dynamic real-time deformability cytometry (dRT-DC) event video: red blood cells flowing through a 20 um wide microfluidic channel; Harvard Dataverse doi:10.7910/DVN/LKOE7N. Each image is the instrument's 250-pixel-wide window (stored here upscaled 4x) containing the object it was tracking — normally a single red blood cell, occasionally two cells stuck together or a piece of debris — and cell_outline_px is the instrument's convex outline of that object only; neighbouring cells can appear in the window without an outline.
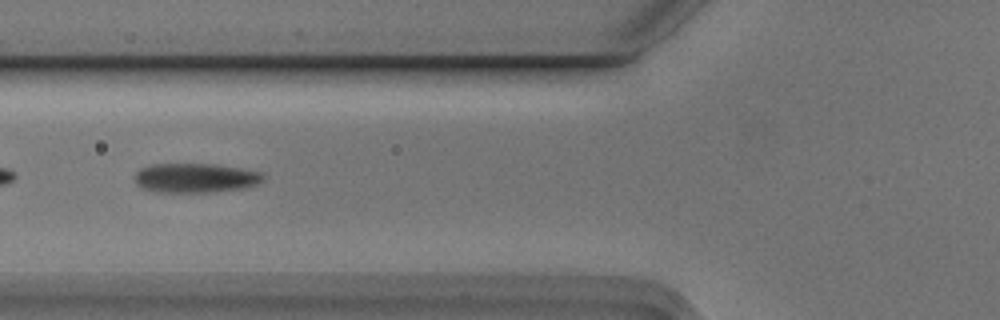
{"species": "Egyptian fruit bat (a non-hibernating species)", "species_latin": "Rousettus aegyptiacus", "temperature_condition": "cold", "stored_images_in_passage": 5, "camera_frame_rate_fps": 3000, "um_per_image_px": 0.085, "animal": {"sex": "male"}, "frame": {"image": 1, "passage_image": 4, "time_ms": 1.0, "image_size_px": [1000, 320], "cell_outline_px": [[264, 180], [256, 184], [244, 188], [212, 192], [156, 192], [140, 188], [136, 184], [136, 172], [140, 168], [148, 164], [216, 164], [264, 172]], "centroid_in_image_um": [16.61, 15.12], "position_along_channel_um": 109.2, "area_um2": 22.25}}
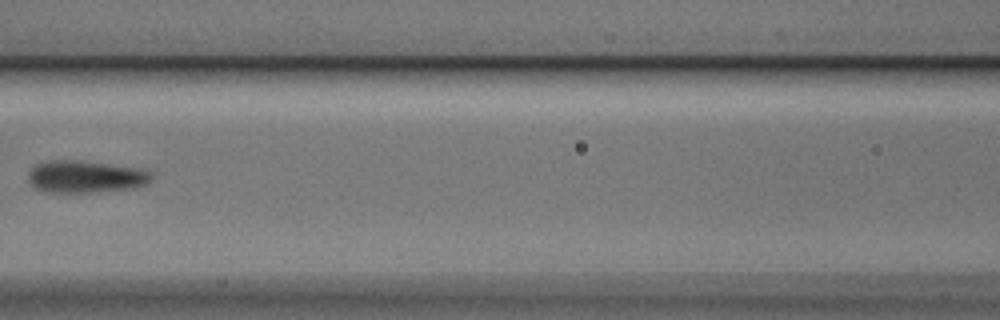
{"frame": {"image": 2, "passage_image": 5, "time_ms": 1.333, "image_size_px": [1000, 320], "cell_outline_px": [[152, 180], [136, 188], [92, 192], [44, 192], [36, 188], [28, 180], [28, 172], [36, 164], [56, 160], [76, 160], [140, 168], [152, 172]], "centroid_in_image_um": [7.28, 15.02], "position_along_channel_um": 159.3, "area_um2": 23.06}}